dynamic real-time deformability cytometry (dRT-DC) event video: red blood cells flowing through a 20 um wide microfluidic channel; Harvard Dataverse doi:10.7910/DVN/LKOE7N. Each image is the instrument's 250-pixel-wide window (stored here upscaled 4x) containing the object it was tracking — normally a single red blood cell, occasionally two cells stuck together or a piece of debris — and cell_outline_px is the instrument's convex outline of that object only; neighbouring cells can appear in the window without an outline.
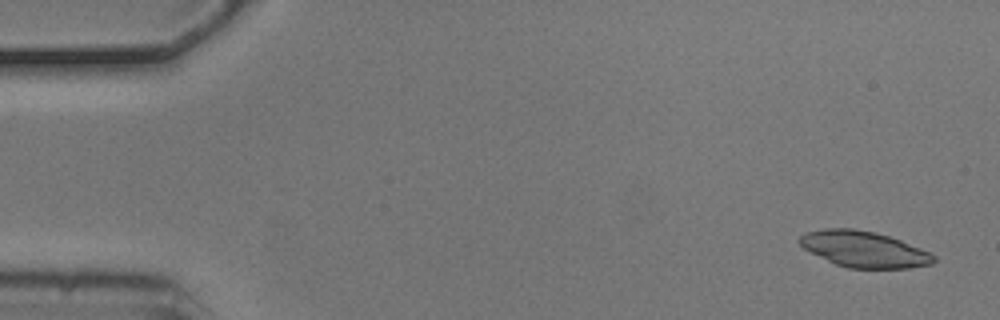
{"species": "common noctule bat (a hibernating species)", "species_latin": "Nyctalus noctula", "temperature_condition": "cold", "stored_images_in_passage": 6, "camera_frame_rate_fps": 3000, "um_per_image_px": 0.085, "animal": {"sex": "male", "body_mass_g": 20.5, "forearm_length_mm": 52.5}, "frame": {"image": 1, "passage_image": 1, "time_ms": 0.0, "image_size_px": [1000, 320], "cell_outline_px": [[936, 260], [932, 264], [908, 268], [848, 268], [836, 264], [804, 248], [796, 240], [804, 232], [824, 228], [852, 228], [876, 232], [900, 240], [932, 252], [936, 256]], "centroid_in_image_um": [73.45, 21.17], "position_along_channel_um": 11.5, "area_um2": 28.21}}